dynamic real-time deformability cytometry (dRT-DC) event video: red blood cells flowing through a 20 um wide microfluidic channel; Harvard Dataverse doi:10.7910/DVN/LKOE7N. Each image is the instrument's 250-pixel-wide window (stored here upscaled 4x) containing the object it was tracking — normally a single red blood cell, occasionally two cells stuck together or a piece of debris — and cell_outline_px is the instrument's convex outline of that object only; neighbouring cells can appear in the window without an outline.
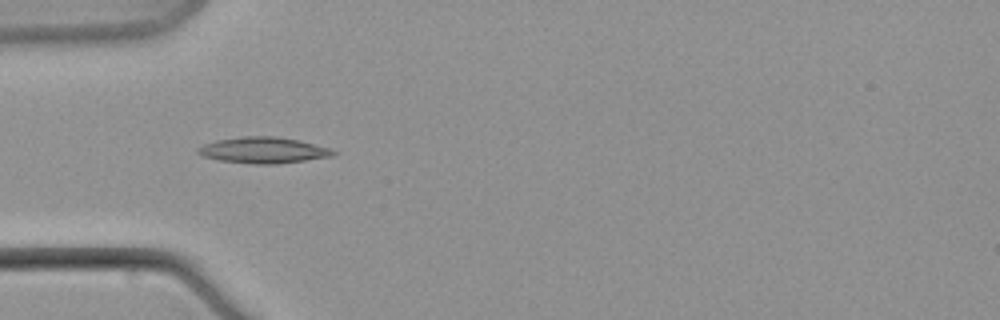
{"species": "common noctule bat (a hibernating species)", "species_latin": "Nyctalus noctula", "temperature_condition": "warm", "stored_images_in_passage": 8, "camera_frame_rate_fps": 3000, "um_per_image_px": 0.085, "animal": {"sex": "male", "body_mass_g": 21.5, "forearm_length_mm": 52.0}, "frame": {"image": 1, "passage_image": 7, "time_ms": 7.667, "image_size_px": [1000, 320], "cell_outline_px": [[336, 152], [332, 156], [276, 164], [252, 164], [220, 160], [204, 156], [196, 152], [196, 148], [204, 144], [216, 140], [244, 136], [276, 136], [296, 140], [332, 148]], "centroid_in_image_um": [22.36, 12.76], "position_along_channel_um": 62.6, "area_um2": 20.4}}
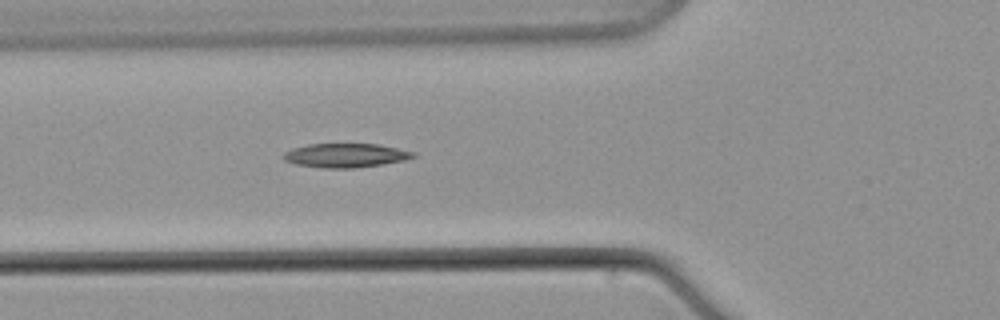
{"frame": {"image": 2, "passage_image": 8, "time_ms": 9.0, "image_size_px": [1000, 320], "cell_outline_px": [[416, 156], [404, 160], [384, 164], [352, 168], [320, 168], [296, 164], [284, 160], [280, 156], [284, 152], [292, 148], [308, 144], [380, 144], [416, 152]], "centroid_in_image_um": [29.36, 13.21], "position_along_channel_um": 96.4, "area_um2": 18.32}}